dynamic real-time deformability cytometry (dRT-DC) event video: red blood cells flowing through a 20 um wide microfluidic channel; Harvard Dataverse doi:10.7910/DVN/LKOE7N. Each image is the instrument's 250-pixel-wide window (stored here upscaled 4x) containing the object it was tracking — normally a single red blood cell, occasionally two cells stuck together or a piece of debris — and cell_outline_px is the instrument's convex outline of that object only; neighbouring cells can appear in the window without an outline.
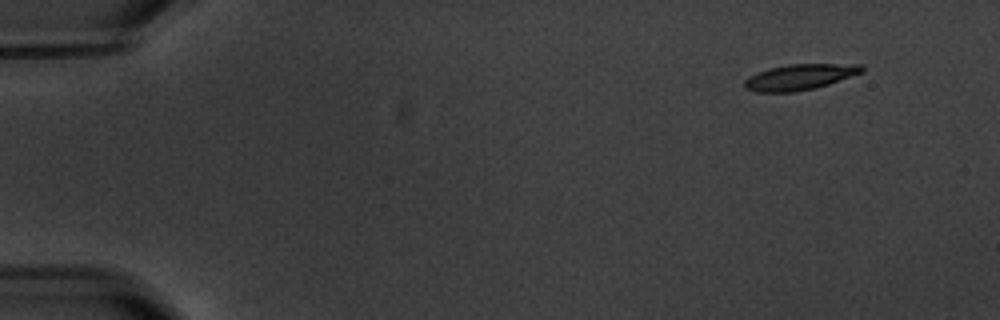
{"species": "common noctule bat (a hibernating species)", "species_latin": "Nyctalus noctula", "temperature_condition": "warm", "stored_images_in_passage": 9, "camera_frame_rate_fps": 3000, "um_per_image_px": 0.085, "animal": {"sex": "male", "body_mass_g": 20.1, "forearm_length_mm": 53.5}, "frame": {"image": 1, "passage_image": 1, "time_ms": 0.0, "image_size_px": [1000, 320], "cell_outline_px": [[864, 72], [816, 88], [792, 92], [756, 92], [744, 88], [744, 80], [748, 76], [756, 72], [768, 68], [788, 64], [860, 64], [864, 68]], "centroid_in_image_um": [67.94, 6.54], "position_along_channel_um": 17.1, "area_um2": 17.74}}
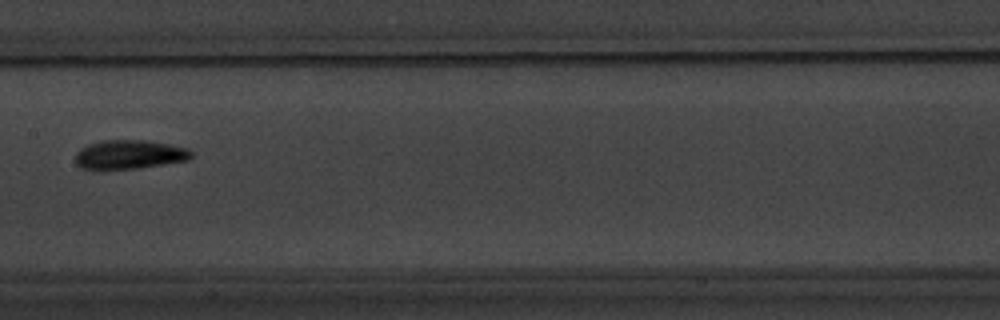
{"frame": {"image": 2, "passage_image": 8, "time_ms": 8.333, "image_size_px": [1000, 320], "cell_outline_px": [[192, 156], [188, 160], [136, 168], [104, 172], [96, 172], [80, 168], [76, 164], [76, 152], [80, 148], [88, 144], [104, 140], [144, 140], [168, 144], [188, 148], [192, 152]], "centroid_in_image_um": [10.9, 13.17], "position_along_channel_um": 196.5, "area_um2": 20.17}}
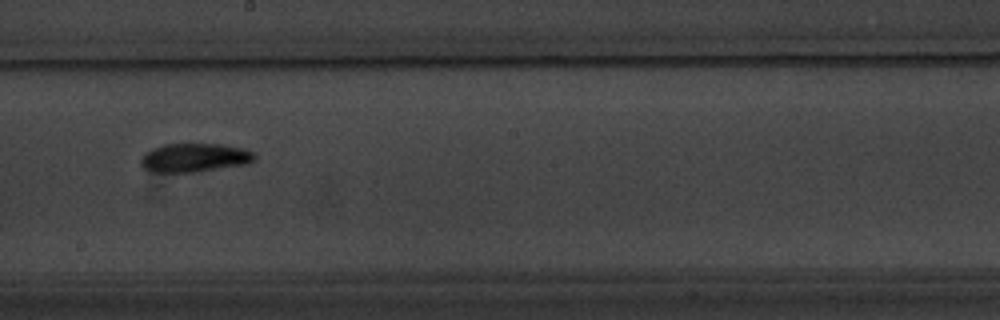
{"frame": {"image": 3, "passage_image": 9, "time_ms": 9.333, "image_size_px": [1000, 320], "cell_outline_px": [[256, 160], [248, 164], [192, 172], [152, 172], [144, 168], [140, 164], [140, 160], [144, 152], [152, 148], [164, 144], [224, 144], [244, 148], [256, 152]], "centroid_in_image_um": [16.56, 13.39], "position_along_channel_um": 231.6, "area_um2": 19.31}}